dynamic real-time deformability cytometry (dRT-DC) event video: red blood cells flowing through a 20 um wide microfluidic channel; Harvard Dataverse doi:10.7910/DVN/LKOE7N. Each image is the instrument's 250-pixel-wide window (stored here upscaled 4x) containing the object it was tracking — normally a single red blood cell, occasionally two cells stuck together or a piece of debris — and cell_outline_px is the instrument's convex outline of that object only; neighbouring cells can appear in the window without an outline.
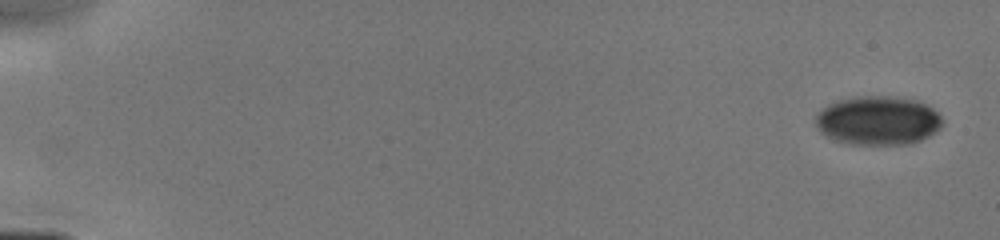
{"species": "human", "species_latin": "Homo sapiens", "temperature_condition": "cold", "stored_images_in_passage": 7, "camera_frame_rate_fps": 3000, "um_per_image_px": 0.085, "donor": {"sex": "male"}, "frame": {"image": 1, "passage_image": 1, "time_ms": 0.0, "image_size_px": [1000, 240], "cell_outline_px": [[940, 128], [936, 132], [920, 140], [908, 144], [848, 144], [836, 140], [820, 132], [816, 128], [816, 116], [828, 104], [836, 100], [856, 96], [888, 96], [916, 100], [932, 108], [940, 116]], "centroid_in_image_um": [74.6, 10.24], "position_along_channel_um": 10.4, "area_um2": 35.89}}
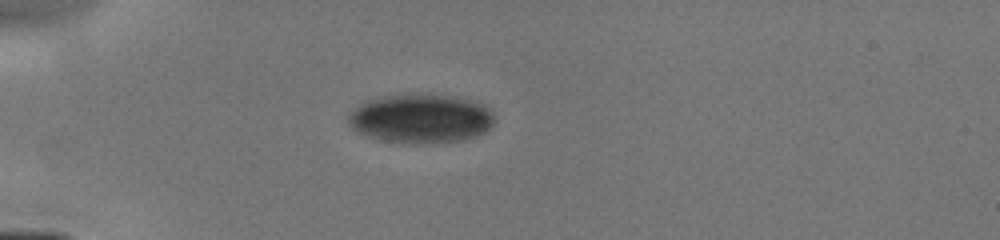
{"frame": {"image": 2, "passage_image": 5, "time_ms": 4.333, "image_size_px": [1000, 240], "cell_outline_px": [[496, 116], [492, 124], [484, 132], [476, 136], [464, 140], [424, 144], [416, 144], [380, 140], [356, 132], [352, 128], [348, 120], [348, 112], [360, 104], [368, 100], [384, 96], [416, 92], [428, 92], [452, 96], [484, 104], [492, 108]], "centroid_in_image_um": [35.78, 10.06], "position_along_channel_um": 49.2, "area_um2": 42.71}}